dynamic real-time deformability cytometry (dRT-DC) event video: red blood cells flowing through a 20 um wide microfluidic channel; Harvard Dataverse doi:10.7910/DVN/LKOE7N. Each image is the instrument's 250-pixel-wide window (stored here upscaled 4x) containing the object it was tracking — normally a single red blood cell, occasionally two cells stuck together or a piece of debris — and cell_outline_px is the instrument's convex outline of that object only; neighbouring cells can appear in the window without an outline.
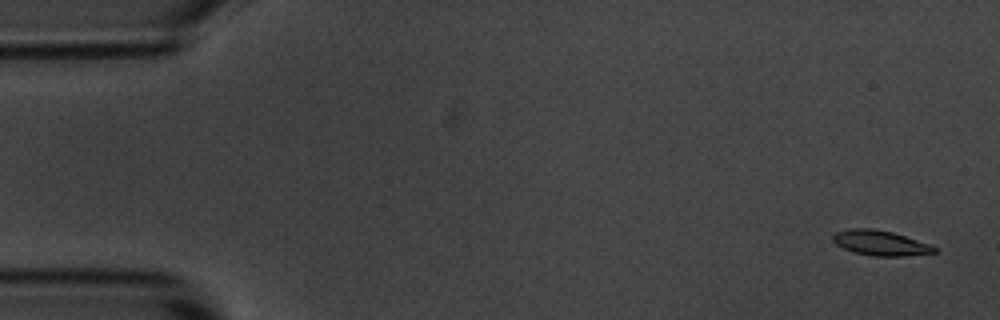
{"species": "common noctule bat (a hibernating species)", "species_latin": "Nyctalus noctula", "temperature_condition": "room temperature", "stored_images_in_passage": 4, "camera_frame_rate_fps": 3000, "um_per_image_px": 0.085, "animal": {"sex": "male", "body_mass_g": 20.1, "forearm_length_mm": 53.5}, "frame": {"image": 1, "passage_image": 1, "time_ms": 0.0, "image_size_px": [1000, 320], "cell_outline_px": [[936, 252], [904, 256], [872, 256], [852, 252], [836, 244], [832, 240], [832, 236], [836, 232], [848, 228], [872, 228], [892, 232], [928, 244], [936, 248]], "centroid_in_image_um": [74.77, 20.65], "position_along_channel_um": 10.2, "area_um2": 14.68}}